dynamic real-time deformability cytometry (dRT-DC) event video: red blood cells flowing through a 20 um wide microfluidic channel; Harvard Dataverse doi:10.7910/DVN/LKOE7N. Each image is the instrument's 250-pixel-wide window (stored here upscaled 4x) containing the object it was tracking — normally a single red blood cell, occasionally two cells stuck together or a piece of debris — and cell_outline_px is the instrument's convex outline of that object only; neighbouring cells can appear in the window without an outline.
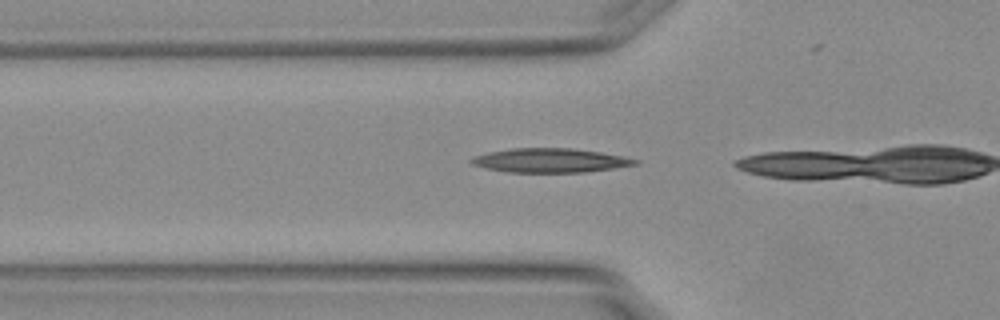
{"species": "Egyptian fruit bat (a non-hibernating species)", "species_latin": "Rousettus aegyptiacus", "temperature_condition": "warm", "stored_images_in_passage": 16, "camera_frame_rate_fps": 3000, "um_per_image_px": 0.085, "animal": {"sex": "female"}, "frame": {"image": 1, "passage_image": 14, "time_ms": 4.333, "image_size_px": [1000, 320], "cell_outline_px": [[640, 164], [584, 172], [508, 172], [488, 168], [472, 164], [468, 160], [472, 156], [488, 152], [512, 148], [572, 148], [600, 152], [640, 160]], "centroid_in_image_um": [46.74, 13.63], "position_along_channel_um": 79.1, "area_um2": 22.89}}